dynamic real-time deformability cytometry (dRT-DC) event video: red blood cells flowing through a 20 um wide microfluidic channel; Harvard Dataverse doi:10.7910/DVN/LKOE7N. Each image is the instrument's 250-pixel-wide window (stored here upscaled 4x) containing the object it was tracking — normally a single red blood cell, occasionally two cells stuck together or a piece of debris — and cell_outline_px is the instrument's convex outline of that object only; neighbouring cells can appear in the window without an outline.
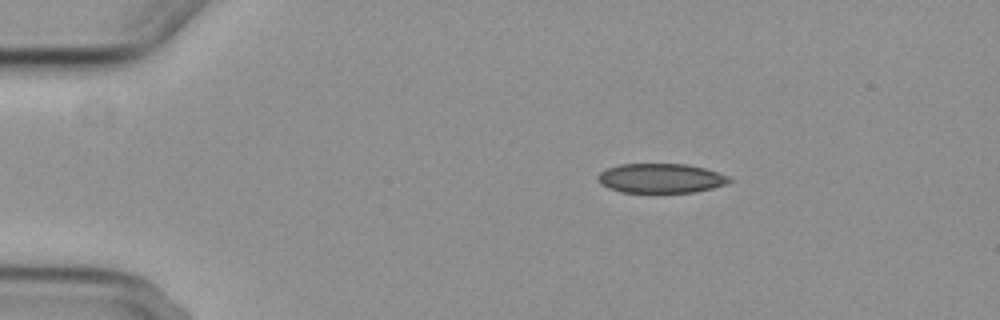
{"species": "common noctule bat (a hibernating species)", "species_latin": "Nyctalus noctula", "temperature_condition": "cold", "stored_images_in_passage": 2, "camera_frame_rate_fps": 3000, "um_per_image_px": 0.085, "animal": {"sex": "female", "body_mass_g": 29.2, "forearm_length_mm": 56.3}, "frame": {"image": 1, "passage_image": 1, "time_ms": 0.0, "image_size_px": [1000, 320], "cell_outline_px": [[732, 180], [724, 184], [712, 188], [696, 192], [620, 192], [608, 188], [600, 184], [596, 180], [596, 176], [600, 172], [608, 168], [620, 164], [688, 164], [704, 168], [728, 176]], "centroid_in_image_um": [56.11, 15.15], "position_along_channel_um": 28.9, "area_um2": 22.54}}